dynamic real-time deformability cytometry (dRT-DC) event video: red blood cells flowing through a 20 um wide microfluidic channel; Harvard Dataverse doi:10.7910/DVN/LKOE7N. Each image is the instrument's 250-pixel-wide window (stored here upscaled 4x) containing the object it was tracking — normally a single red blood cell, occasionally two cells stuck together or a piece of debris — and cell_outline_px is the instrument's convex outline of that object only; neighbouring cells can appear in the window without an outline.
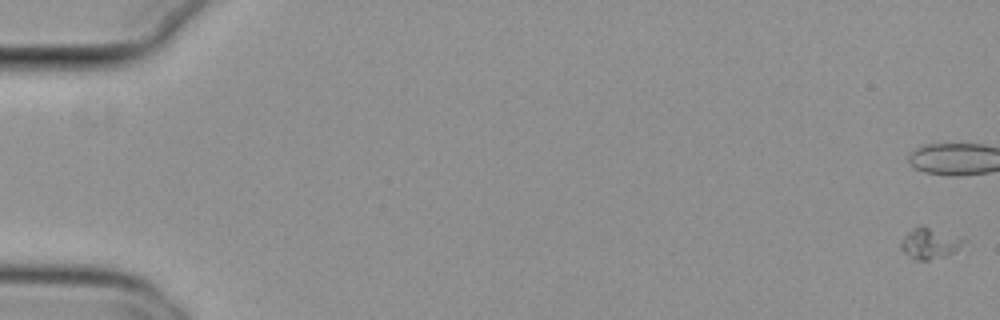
{"species": "common noctule bat (a hibernating species)", "species_latin": "Nyctalus noctula", "temperature_condition": "cold", "stored_images_in_passage": 56, "camera_frame_rate_fps": 3000, "um_per_image_px": 0.085, "animal": {"sex": "female", "body_mass_g": 29.2, "forearm_length_mm": 56.3}, "frame": {"image": 1, "passage_image": 1, "time_ms": 0.0, "image_size_px": [1000, 320], "cell_outline_px": [[968, 240], [952, 252], [944, 256], [928, 260], [916, 260], [904, 252], [900, 248], [900, 244], [904, 236], [908, 232], [916, 228], [928, 228]], "centroid_in_image_um": [79.0, 20.73], "position_along_channel_um": 6.0, "area_um2": 10.52}}